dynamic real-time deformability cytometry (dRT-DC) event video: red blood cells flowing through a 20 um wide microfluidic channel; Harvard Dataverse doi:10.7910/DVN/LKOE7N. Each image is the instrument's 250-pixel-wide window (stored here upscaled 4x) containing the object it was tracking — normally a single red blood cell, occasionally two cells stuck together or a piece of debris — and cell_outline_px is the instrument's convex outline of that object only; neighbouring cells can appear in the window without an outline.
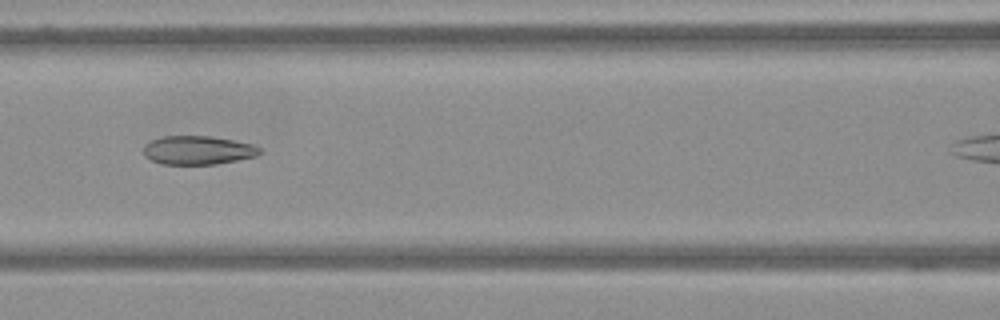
{"species": "Egyptian fruit bat (a non-hibernating species)", "species_latin": "Rousettus aegyptiacus", "temperature_condition": "warm", "stored_images_in_passage": 46, "camera_frame_rate_fps": 3000, "um_per_image_px": 0.085, "frame": {"image": 1, "passage_image": 22, "time_ms": 7.0, "image_size_px": [1000, 320], "cell_outline_px": [[260, 152], [256, 156], [216, 164], [160, 164], [144, 156], [144, 144], [152, 140], [164, 136], [212, 136], [252, 144], [260, 148]], "centroid_in_image_um": [16.79, 12.76], "position_along_channel_um": 149.8, "area_um2": 19.31}}
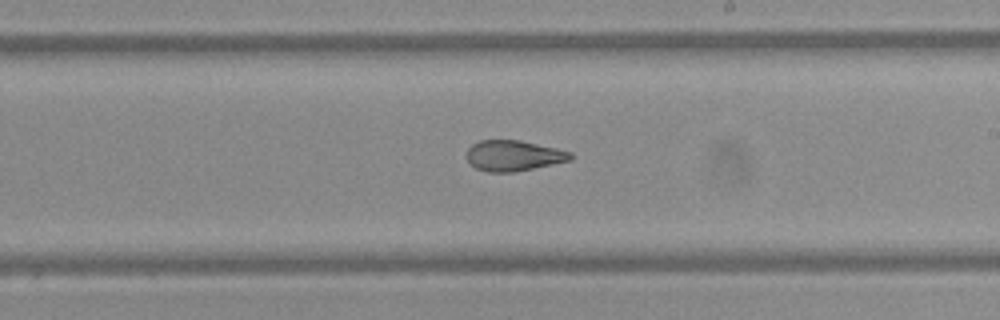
{"frame": {"image": 2, "passage_image": 31, "time_ms": 10.0, "image_size_px": [1000, 320], "cell_outline_px": [[572, 160], [512, 172], [488, 172], [476, 168], [464, 156], [468, 148], [472, 144], [480, 140], [520, 140], [556, 148], [572, 152]], "centroid_in_image_um": [43.62, 13.22], "position_along_channel_um": 245.4, "area_um2": 18.5}}
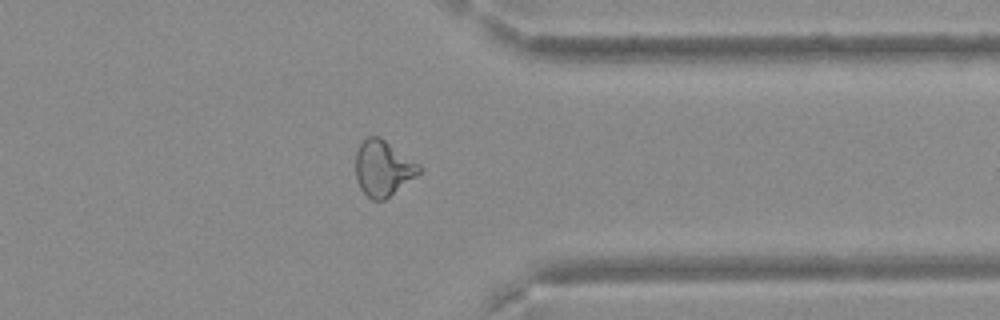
{"frame": {"image": 3, "passage_image": 44, "time_ms": 14.333, "image_size_px": [1000, 320], "cell_outline_px": [[420, 172], [416, 176], [384, 200], [372, 200], [360, 188], [356, 176], [356, 152], [360, 144], [368, 136], [380, 136], [420, 164]], "centroid_in_image_um": [32.56, 14.28], "position_along_channel_um": 378.8, "area_um2": 20.4}}